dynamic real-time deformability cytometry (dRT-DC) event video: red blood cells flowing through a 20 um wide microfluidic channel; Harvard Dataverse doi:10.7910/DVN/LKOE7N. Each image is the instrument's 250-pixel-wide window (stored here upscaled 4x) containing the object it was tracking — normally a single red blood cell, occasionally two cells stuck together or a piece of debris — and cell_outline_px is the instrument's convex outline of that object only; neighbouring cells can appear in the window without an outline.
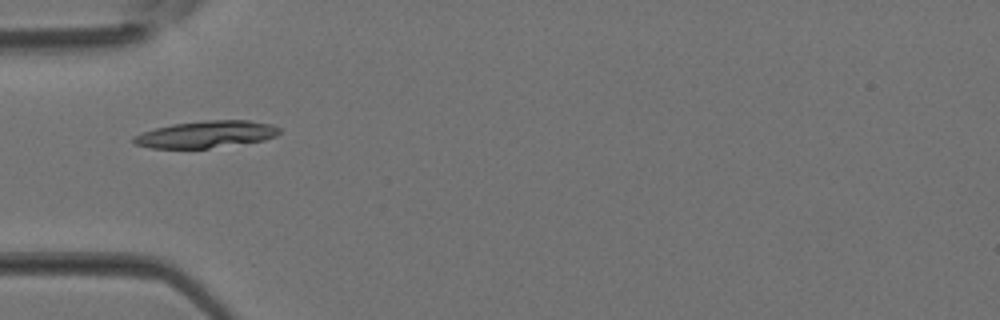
{"species": "Egyptian fruit bat (a non-hibernating species)", "species_latin": "Rousettus aegyptiacus", "temperature_condition": "room temperature", "stored_images_in_passage": 4, "camera_frame_rate_fps": 3000, "um_per_image_px": 0.085, "animal": {"sex": "female"}, "frame": {"image": 1, "passage_image": 4, "time_ms": 1.0, "image_size_px": [1000, 320], "cell_outline_px": [[280, 132], [276, 136], [264, 140], [208, 148], [152, 148], [136, 144], [132, 140], [132, 136], [156, 128], [172, 124], [204, 120], [248, 120], [272, 124], [280, 128]], "centroid_in_image_um": [17.53, 11.41], "position_along_channel_um": 67.5, "area_um2": 22.72}}